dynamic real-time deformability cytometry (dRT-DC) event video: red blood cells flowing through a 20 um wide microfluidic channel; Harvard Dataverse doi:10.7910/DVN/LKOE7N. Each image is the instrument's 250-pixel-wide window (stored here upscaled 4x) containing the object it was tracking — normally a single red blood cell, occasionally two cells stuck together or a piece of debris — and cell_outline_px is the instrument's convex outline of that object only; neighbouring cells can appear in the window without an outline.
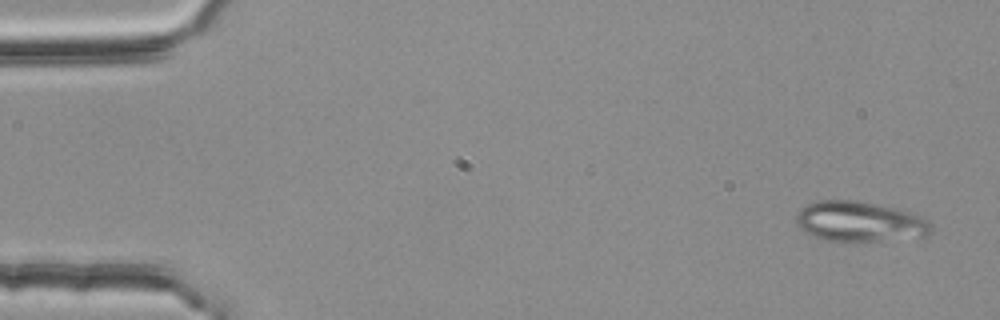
{"species": "common noctule bat (a hibernating species)", "species_latin": "Nyctalus noctula", "temperature_condition": "room temperature", "stored_images_in_passage": 3, "camera_frame_rate_fps": 3000, "um_per_image_px": 0.085, "animal": {"sex": "female", "body_mass_g": 25.1}, "frame": {"image": 1, "passage_image": 1, "time_ms": 0.0, "image_size_px": [1000, 320], "cell_outline_px": [[932, 228], [924, 236], [876, 240], [828, 240], [812, 236], [804, 232], [800, 228], [796, 220], [796, 216], [800, 208], [804, 204], [816, 200], [856, 200], [900, 208], [912, 212], [928, 220], [932, 224]], "centroid_in_image_um": [73.04, 18.79], "position_along_channel_um": 12.0, "area_um2": 31.5}}